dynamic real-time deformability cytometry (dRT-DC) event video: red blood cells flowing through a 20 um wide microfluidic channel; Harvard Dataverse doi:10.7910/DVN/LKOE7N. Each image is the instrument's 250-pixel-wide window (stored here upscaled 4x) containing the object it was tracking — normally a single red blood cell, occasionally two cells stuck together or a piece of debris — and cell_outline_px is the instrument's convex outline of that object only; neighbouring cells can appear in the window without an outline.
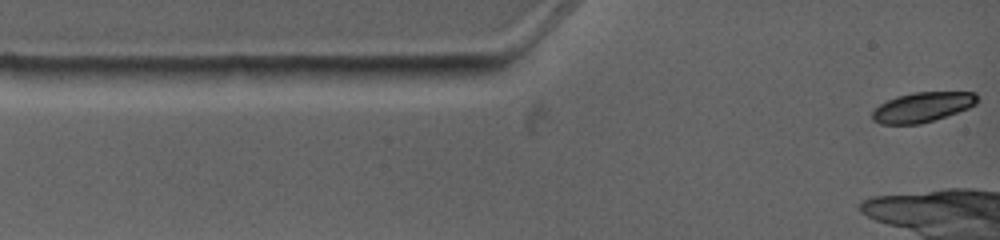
{"species": "common noctule bat (a hibernating species)", "species_latin": "Nyctalus noctula", "temperature_condition": "warm", "stored_images_in_passage": 2, "camera_frame_rate_fps": 4500, "um_per_image_px": 0.085, "animal": {"sex": "female", "body_mass_g": 19.0, "forearm_length_mm": 53.3}, "frame": {"image": 1, "passage_image": 1, "time_ms": 0.0, "image_size_px": [1000, 240], "cell_outline_px": [[976, 104], [968, 108], [920, 124], [880, 124], [872, 120], [872, 112], [880, 104], [896, 96], [912, 92], [976, 92]], "centroid_in_image_um": [78.36, 9.1], "position_along_channel_um": 6.6, "area_um2": 18.03}}